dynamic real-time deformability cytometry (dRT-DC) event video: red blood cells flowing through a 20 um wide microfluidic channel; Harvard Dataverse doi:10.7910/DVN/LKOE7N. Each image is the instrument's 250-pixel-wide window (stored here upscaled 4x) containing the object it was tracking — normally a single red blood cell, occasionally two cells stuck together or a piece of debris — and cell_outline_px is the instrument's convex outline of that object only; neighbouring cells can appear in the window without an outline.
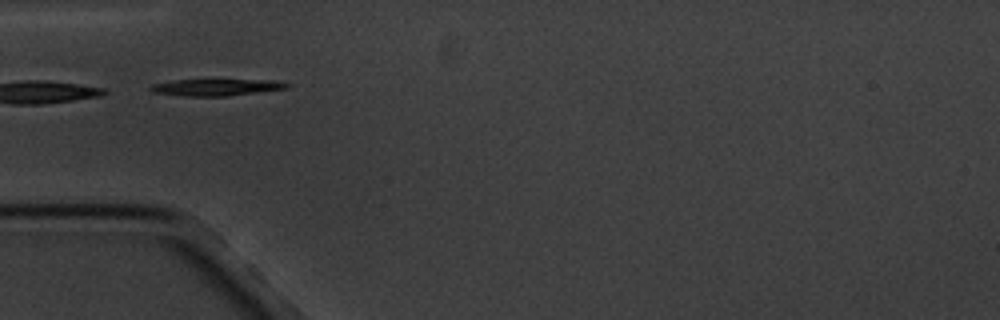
{"species": "common noctule bat (a hibernating species)", "species_latin": "Nyctalus noctula", "temperature_condition": "cold", "stored_images_in_passage": 3, "camera_frame_rate_fps": 3000, "um_per_image_px": 0.085, "animal": {"sex": "male", "body_mass_g": 20.1, "forearm_length_mm": 53.5}, "frame": {"image": 1, "passage_image": 2, "time_ms": 1.0, "image_size_px": [1000, 320], "cell_outline_px": [[292, 84], [288, 88], [224, 96], [180, 96], [156, 92], [148, 88], [152, 84], [172, 80], [276, 80]], "centroid_in_image_um": [18.38, 7.41], "position_along_channel_um": 66.6, "area_um2": 13.12}}